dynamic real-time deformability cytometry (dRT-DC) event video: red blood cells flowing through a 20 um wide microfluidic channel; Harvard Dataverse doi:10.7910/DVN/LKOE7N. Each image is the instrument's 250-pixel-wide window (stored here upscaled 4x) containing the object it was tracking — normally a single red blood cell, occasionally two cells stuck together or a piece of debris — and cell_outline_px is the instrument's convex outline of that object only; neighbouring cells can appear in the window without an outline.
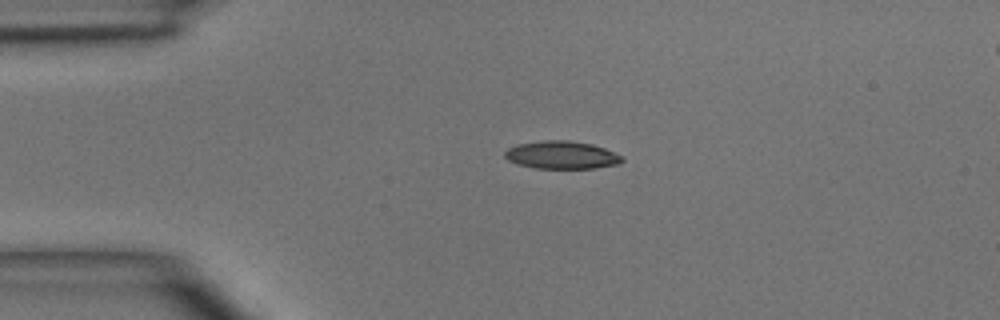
{"species": "common noctule bat (a hibernating species)", "species_latin": "Nyctalus noctula", "temperature_condition": "room temperature", "stored_images_in_passage": 3, "camera_frame_rate_fps": 3000, "um_per_image_px": 0.085, "animal": {"sex": "male", "body_mass_g": 15.6}, "frame": {"image": 1, "passage_image": 1, "time_ms": 0.0, "image_size_px": [1000, 320], "cell_outline_px": [[624, 160], [620, 164], [596, 168], [536, 168], [516, 164], [508, 160], [504, 156], [504, 152], [508, 148], [516, 144], [544, 140], [568, 140], [592, 144], [604, 148], [624, 156]], "centroid_in_image_um": [47.75, 13.17], "position_along_channel_um": 37.2, "area_um2": 19.19}}
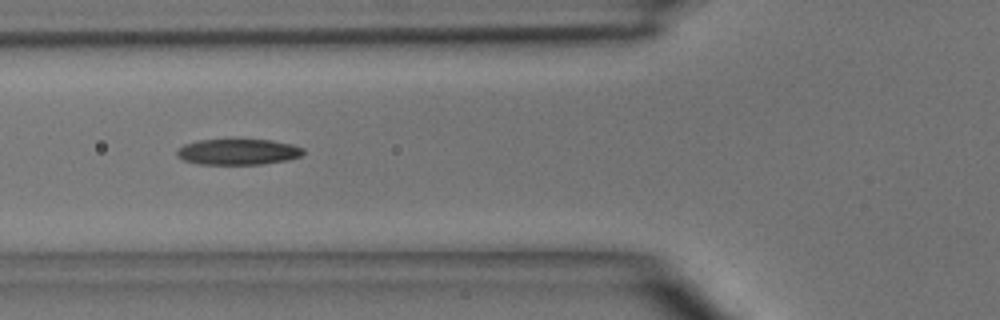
{"frame": {"image": 2, "passage_image": 3, "time_ms": 2.333, "image_size_px": [1000, 320], "cell_outline_px": [[304, 152], [300, 156], [288, 160], [260, 164], [200, 164], [184, 160], [176, 152], [184, 144], [196, 140], [272, 140], [292, 144], [304, 148]], "centroid_in_image_um": [20.27, 12.9], "position_along_channel_um": 105.5, "area_um2": 18.84}}